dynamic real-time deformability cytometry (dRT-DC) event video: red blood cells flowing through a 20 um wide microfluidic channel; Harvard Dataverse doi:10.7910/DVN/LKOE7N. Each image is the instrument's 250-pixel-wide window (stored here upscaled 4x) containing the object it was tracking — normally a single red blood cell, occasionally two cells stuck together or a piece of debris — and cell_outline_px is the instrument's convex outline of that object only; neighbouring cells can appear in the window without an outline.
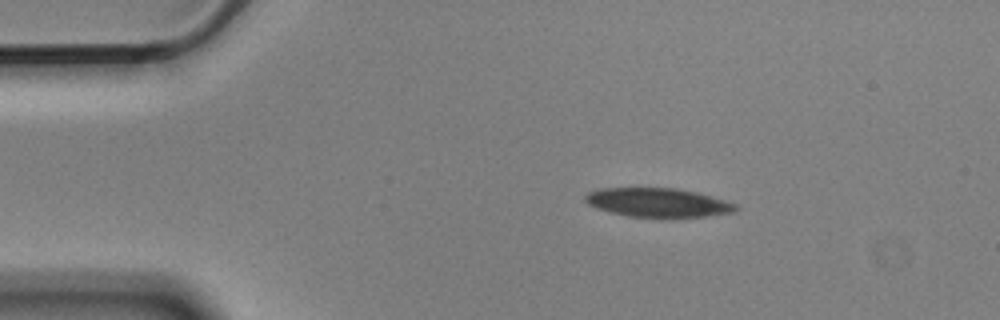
{"species": "Egyptian fruit bat (a non-hibernating species)", "species_latin": "Rousettus aegyptiacus", "temperature_condition": "cold", "stored_images_in_passage": 3, "camera_frame_rate_fps": 3000, "um_per_image_px": 0.085, "animal": {"sex": "male"}, "frame": {"image": 1, "passage_image": 2, "time_ms": 0.333, "image_size_px": [1000, 320], "cell_outline_px": [[740, 208], [736, 212], [704, 216], [668, 220], [628, 216], [596, 208], [588, 204], [584, 200], [584, 196], [588, 192], [600, 188], [676, 188], [696, 192], [712, 196], [736, 204]], "centroid_in_image_um": [55.95, 17.25], "position_along_channel_um": 29.0, "area_um2": 26.18}}